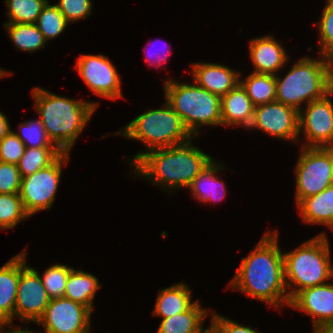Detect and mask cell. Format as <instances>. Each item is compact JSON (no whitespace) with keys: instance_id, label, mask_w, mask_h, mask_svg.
<instances>
[{"instance_id":"60d3db41","label":"cell","mask_w":333,"mask_h":333,"mask_svg":"<svg viewBox=\"0 0 333 333\" xmlns=\"http://www.w3.org/2000/svg\"><path fill=\"white\" fill-rule=\"evenodd\" d=\"M313 333H333V323L320 327Z\"/></svg>"},{"instance_id":"5bb4252c","label":"cell","mask_w":333,"mask_h":333,"mask_svg":"<svg viewBox=\"0 0 333 333\" xmlns=\"http://www.w3.org/2000/svg\"><path fill=\"white\" fill-rule=\"evenodd\" d=\"M299 112L279 101L255 106L250 129L258 128L280 139L297 141Z\"/></svg>"},{"instance_id":"52a82bcc","label":"cell","mask_w":333,"mask_h":333,"mask_svg":"<svg viewBox=\"0 0 333 333\" xmlns=\"http://www.w3.org/2000/svg\"><path fill=\"white\" fill-rule=\"evenodd\" d=\"M162 109H150L134 118L119 134L145 143L148 151L167 148L192 139L182 119L166 101Z\"/></svg>"},{"instance_id":"e0dca14e","label":"cell","mask_w":333,"mask_h":333,"mask_svg":"<svg viewBox=\"0 0 333 333\" xmlns=\"http://www.w3.org/2000/svg\"><path fill=\"white\" fill-rule=\"evenodd\" d=\"M249 46L254 73L276 75L288 61L286 49L273 35L252 39Z\"/></svg>"},{"instance_id":"ba28073f","label":"cell","mask_w":333,"mask_h":333,"mask_svg":"<svg viewBox=\"0 0 333 333\" xmlns=\"http://www.w3.org/2000/svg\"><path fill=\"white\" fill-rule=\"evenodd\" d=\"M296 163L297 205L333 184V147H304Z\"/></svg>"},{"instance_id":"d4e9b609","label":"cell","mask_w":333,"mask_h":333,"mask_svg":"<svg viewBox=\"0 0 333 333\" xmlns=\"http://www.w3.org/2000/svg\"><path fill=\"white\" fill-rule=\"evenodd\" d=\"M240 84L255 106L276 101L275 75L253 72L246 80L240 79Z\"/></svg>"},{"instance_id":"ab89813d","label":"cell","mask_w":333,"mask_h":333,"mask_svg":"<svg viewBox=\"0 0 333 333\" xmlns=\"http://www.w3.org/2000/svg\"><path fill=\"white\" fill-rule=\"evenodd\" d=\"M7 325H9L8 328H11V326H12V325H10V323H0V333H34V331L28 330V328L26 330L21 329L20 326H19V328L15 327L14 329H8V331H6L5 327H7Z\"/></svg>"},{"instance_id":"8fae6325","label":"cell","mask_w":333,"mask_h":333,"mask_svg":"<svg viewBox=\"0 0 333 333\" xmlns=\"http://www.w3.org/2000/svg\"><path fill=\"white\" fill-rule=\"evenodd\" d=\"M92 311L66 297L50 299L37 321L45 333H89Z\"/></svg>"},{"instance_id":"7a4b0ae2","label":"cell","mask_w":333,"mask_h":333,"mask_svg":"<svg viewBox=\"0 0 333 333\" xmlns=\"http://www.w3.org/2000/svg\"><path fill=\"white\" fill-rule=\"evenodd\" d=\"M132 166L139 176L148 178L165 190L188 187L214 160L192 145L191 140L146 153H136ZM164 186V187H163Z\"/></svg>"},{"instance_id":"7402d4cb","label":"cell","mask_w":333,"mask_h":333,"mask_svg":"<svg viewBox=\"0 0 333 333\" xmlns=\"http://www.w3.org/2000/svg\"><path fill=\"white\" fill-rule=\"evenodd\" d=\"M221 169L224 168L220 163L212 161L189 186L193 197L200 202L221 201L227 193L225 183L215 176Z\"/></svg>"},{"instance_id":"836d02e7","label":"cell","mask_w":333,"mask_h":333,"mask_svg":"<svg viewBox=\"0 0 333 333\" xmlns=\"http://www.w3.org/2000/svg\"><path fill=\"white\" fill-rule=\"evenodd\" d=\"M25 148V144L16 133L11 130L0 141V162L17 165L24 154Z\"/></svg>"},{"instance_id":"83f0119b","label":"cell","mask_w":333,"mask_h":333,"mask_svg":"<svg viewBox=\"0 0 333 333\" xmlns=\"http://www.w3.org/2000/svg\"><path fill=\"white\" fill-rule=\"evenodd\" d=\"M47 2L48 0H6L7 15L10 18L6 23L35 24Z\"/></svg>"},{"instance_id":"d6986e66","label":"cell","mask_w":333,"mask_h":333,"mask_svg":"<svg viewBox=\"0 0 333 333\" xmlns=\"http://www.w3.org/2000/svg\"><path fill=\"white\" fill-rule=\"evenodd\" d=\"M19 282V254L0 267V323L12 324Z\"/></svg>"},{"instance_id":"ac0fdd59","label":"cell","mask_w":333,"mask_h":333,"mask_svg":"<svg viewBox=\"0 0 333 333\" xmlns=\"http://www.w3.org/2000/svg\"><path fill=\"white\" fill-rule=\"evenodd\" d=\"M221 118L222 125H240L249 128L255 105L247 95L246 90L239 83L231 89L226 95L221 96Z\"/></svg>"},{"instance_id":"4316f807","label":"cell","mask_w":333,"mask_h":333,"mask_svg":"<svg viewBox=\"0 0 333 333\" xmlns=\"http://www.w3.org/2000/svg\"><path fill=\"white\" fill-rule=\"evenodd\" d=\"M62 152L57 147L25 148L17 163L21 177L32 175L52 164Z\"/></svg>"},{"instance_id":"b9f144b4","label":"cell","mask_w":333,"mask_h":333,"mask_svg":"<svg viewBox=\"0 0 333 333\" xmlns=\"http://www.w3.org/2000/svg\"><path fill=\"white\" fill-rule=\"evenodd\" d=\"M201 333H218L217 330L210 324L209 329L202 330Z\"/></svg>"},{"instance_id":"d590c367","label":"cell","mask_w":333,"mask_h":333,"mask_svg":"<svg viewBox=\"0 0 333 333\" xmlns=\"http://www.w3.org/2000/svg\"><path fill=\"white\" fill-rule=\"evenodd\" d=\"M21 179L17 165L0 162V194L19 193Z\"/></svg>"},{"instance_id":"8992f818","label":"cell","mask_w":333,"mask_h":333,"mask_svg":"<svg viewBox=\"0 0 333 333\" xmlns=\"http://www.w3.org/2000/svg\"><path fill=\"white\" fill-rule=\"evenodd\" d=\"M165 100L182 119L185 127L194 137L199 127L222 125L221 97L195 85L178 83L175 80L164 82Z\"/></svg>"},{"instance_id":"484cf974","label":"cell","mask_w":333,"mask_h":333,"mask_svg":"<svg viewBox=\"0 0 333 333\" xmlns=\"http://www.w3.org/2000/svg\"><path fill=\"white\" fill-rule=\"evenodd\" d=\"M9 37L14 45L24 51L33 53L45 46L47 41L35 24L30 23H4Z\"/></svg>"},{"instance_id":"f546056e","label":"cell","mask_w":333,"mask_h":333,"mask_svg":"<svg viewBox=\"0 0 333 333\" xmlns=\"http://www.w3.org/2000/svg\"><path fill=\"white\" fill-rule=\"evenodd\" d=\"M63 14L59 11L56 4L50 5L49 2L43 7L35 25L41 31L46 41L56 38L67 27Z\"/></svg>"},{"instance_id":"2e32d148","label":"cell","mask_w":333,"mask_h":333,"mask_svg":"<svg viewBox=\"0 0 333 333\" xmlns=\"http://www.w3.org/2000/svg\"><path fill=\"white\" fill-rule=\"evenodd\" d=\"M192 68L193 81L220 97L240 83V73L222 64L192 63Z\"/></svg>"},{"instance_id":"6da1fadb","label":"cell","mask_w":333,"mask_h":333,"mask_svg":"<svg viewBox=\"0 0 333 333\" xmlns=\"http://www.w3.org/2000/svg\"><path fill=\"white\" fill-rule=\"evenodd\" d=\"M277 238V231L264 234L250 255L242 258L230 286L280 309L283 302L290 305L291 300L285 284L283 253Z\"/></svg>"},{"instance_id":"1f68e13d","label":"cell","mask_w":333,"mask_h":333,"mask_svg":"<svg viewBox=\"0 0 333 333\" xmlns=\"http://www.w3.org/2000/svg\"><path fill=\"white\" fill-rule=\"evenodd\" d=\"M16 135L26 148L56 147L47 137L42 122L39 119L23 122L19 125ZM28 143V144H27Z\"/></svg>"},{"instance_id":"4fadbf2b","label":"cell","mask_w":333,"mask_h":333,"mask_svg":"<svg viewBox=\"0 0 333 333\" xmlns=\"http://www.w3.org/2000/svg\"><path fill=\"white\" fill-rule=\"evenodd\" d=\"M76 69L90 88L98 96L108 99L122 97L121 78L109 58L104 55H81Z\"/></svg>"},{"instance_id":"d6a6232c","label":"cell","mask_w":333,"mask_h":333,"mask_svg":"<svg viewBox=\"0 0 333 333\" xmlns=\"http://www.w3.org/2000/svg\"><path fill=\"white\" fill-rule=\"evenodd\" d=\"M320 56L333 63V0H327L319 21Z\"/></svg>"},{"instance_id":"9a60e30c","label":"cell","mask_w":333,"mask_h":333,"mask_svg":"<svg viewBox=\"0 0 333 333\" xmlns=\"http://www.w3.org/2000/svg\"><path fill=\"white\" fill-rule=\"evenodd\" d=\"M289 306L313 317L315 332L318 328L333 323V284L305 288L291 299Z\"/></svg>"},{"instance_id":"9c48e42d","label":"cell","mask_w":333,"mask_h":333,"mask_svg":"<svg viewBox=\"0 0 333 333\" xmlns=\"http://www.w3.org/2000/svg\"><path fill=\"white\" fill-rule=\"evenodd\" d=\"M69 153H62L48 167L21 179L20 198L29 216L40 210L51 209L61 178L63 163L67 164Z\"/></svg>"},{"instance_id":"5b68a950","label":"cell","mask_w":333,"mask_h":333,"mask_svg":"<svg viewBox=\"0 0 333 333\" xmlns=\"http://www.w3.org/2000/svg\"><path fill=\"white\" fill-rule=\"evenodd\" d=\"M330 252L328 239L323 232L299 248L283 254L286 288L298 286L288 291L290 300L299 291L325 284L333 277Z\"/></svg>"},{"instance_id":"e575fe53","label":"cell","mask_w":333,"mask_h":333,"mask_svg":"<svg viewBox=\"0 0 333 333\" xmlns=\"http://www.w3.org/2000/svg\"><path fill=\"white\" fill-rule=\"evenodd\" d=\"M92 0H60L56 4L68 23L85 19L91 14Z\"/></svg>"},{"instance_id":"7c38bea8","label":"cell","mask_w":333,"mask_h":333,"mask_svg":"<svg viewBox=\"0 0 333 333\" xmlns=\"http://www.w3.org/2000/svg\"><path fill=\"white\" fill-rule=\"evenodd\" d=\"M306 104L304 112L299 111V134H305L304 147H333V103L330 96Z\"/></svg>"},{"instance_id":"74e56055","label":"cell","mask_w":333,"mask_h":333,"mask_svg":"<svg viewBox=\"0 0 333 333\" xmlns=\"http://www.w3.org/2000/svg\"><path fill=\"white\" fill-rule=\"evenodd\" d=\"M155 43H153V45H154ZM157 49V48H156ZM167 50H169L168 48H167ZM166 50V51H167ZM148 51H149V49H148ZM159 52H152L151 54H149L147 57H148V59H146V61L147 60H149L148 62H149V65L150 66H152L153 65V63H154V65L156 66V68H158V67H160V65H162L163 63H166V59L168 58V53L166 54L165 52H163L164 51V49H163V51H162V49L161 48H159V50H158ZM151 52V51H150ZM168 52V51H167ZM154 56H155V58H157V59H155L154 58ZM154 61L153 63L151 62L152 60ZM151 60V61H150Z\"/></svg>"},{"instance_id":"3957f363","label":"cell","mask_w":333,"mask_h":333,"mask_svg":"<svg viewBox=\"0 0 333 333\" xmlns=\"http://www.w3.org/2000/svg\"><path fill=\"white\" fill-rule=\"evenodd\" d=\"M32 92L48 139L62 153H69L98 104L69 99L39 87Z\"/></svg>"},{"instance_id":"f1b7e54d","label":"cell","mask_w":333,"mask_h":333,"mask_svg":"<svg viewBox=\"0 0 333 333\" xmlns=\"http://www.w3.org/2000/svg\"><path fill=\"white\" fill-rule=\"evenodd\" d=\"M28 217L19 193L0 194V229L14 228Z\"/></svg>"},{"instance_id":"4dcf8cb0","label":"cell","mask_w":333,"mask_h":333,"mask_svg":"<svg viewBox=\"0 0 333 333\" xmlns=\"http://www.w3.org/2000/svg\"><path fill=\"white\" fill-rule=\"evenodd\" d=\"M71 269V267L64 264H55L45 270L43 277L40 276L50 299L64 297L66 282Z\"/></svg>"},{"instance_id":"f35d334b","label":"cell","mask_w":333,"mask_h":333,"mask_svg":"<svg viewBox=\"0 0 333 333\" xmlns=\"http://www.w3.org/2000/svg\"><path fill=\"white\" fill-rule=\"evenodd\" d=\"M8 118L0 112V141L12 130Z\"/></svg>"},{"instance_id":"44dd1931","label":"cell","mask_w":333,"mask_h":333,"mask_svg":"<svg viewBox=\"0 0 333 333\" xmlns=\"http://www.w3.org/2000/svg\"><path fill=\"white\" fill-rule=\"evenodd\" d=\"M189 286L180 282L171 287L159 290L154 315L168 318L187 311L195 302H191Z\"/></svg>"},{"instance_id":"cb8c5ba5","label":"cell","mask_w":333,"mask_h":333,"mask_svg":"<svg viewBox=\"0 0 333 333\" xmlns=\"http://www.w3.org/2000/svg\"><path fill=\"white\" fill-rule=\"evenodd\" d=\"M100 287L98 278L94 275L72 268L66 282L64 297L80 303L92 311L93 299Z\"/></svg>"},{"instance_id":"ffe728a7","label":"cell","mask_w":333,"mask_h":333,"mask_svg":"<svg viewBox=\"0 0 333 333\" xmlns=\"http://www.w3.org/2000/svg\"><path fill=\"white\" fill-rule=\"evenodd\" d=\"M298 209L304 222L323 224L333 230V184L317 195L303 199Z\"/></svg>"},{"instance_id":"277c9868","label":"cell","mask_w":333,"mask_h":333,"mask_svg":"<svg viewBox=\"0 0 333 333\" xmlns=\"http://www.w3.org/2000/svg\"><path fill=\"white\" fill-rule=\"evenodd\" d=\"M275 77L276 100L299 112L303 101L308 104L333 90V63L324 57L316 60L305 56L284 78Z\"/></svg>"},{"instance_id":"30bf717a","label":"cell","mask_w":333,"mask_h":333,"mask_svg":"<svg viewBox=\"0 0 333 333\" xmlns=\"http://www.w3.org/2000/svg\"><path fill=\"white\" fill-rule=\"evenodd\" d=\"M26 249L19 253V282L16 294L15 316L23 321L37 322L45 313L50 298L42 284L39 272L26 265Z\"/></svg>"},{"instance_id":"603a6c76","label":"cell","mask_w":333,"mask_h":333,"mask_svg":"<svg viewBox=\"0 0 333 333\" xmlns=\"http://www.w3.org/2000/svg\"><path fill=\"white\" fill-rule=\"evenodd\" d=\"M207 315L208 311L195 301L187 311L163 318L157 333H201Z\"/></svg>"},{"instance_id":"8d00e7d4","label":"cell","mask_w":333,"mask_h":333,"mask_svg":"<svg viewBox=\"0 0 333 333\" xmlns=\"http://www.w3.org/2000/svg\"><path fill=\"white\" fill-rule=\"evenodd\" d=\"M212 321L211 325L217 330L218 333H260L257 330L252 329L251 327L240 325L233 320L224 318L212 312Z\"/></svg>"}]
</instances>
